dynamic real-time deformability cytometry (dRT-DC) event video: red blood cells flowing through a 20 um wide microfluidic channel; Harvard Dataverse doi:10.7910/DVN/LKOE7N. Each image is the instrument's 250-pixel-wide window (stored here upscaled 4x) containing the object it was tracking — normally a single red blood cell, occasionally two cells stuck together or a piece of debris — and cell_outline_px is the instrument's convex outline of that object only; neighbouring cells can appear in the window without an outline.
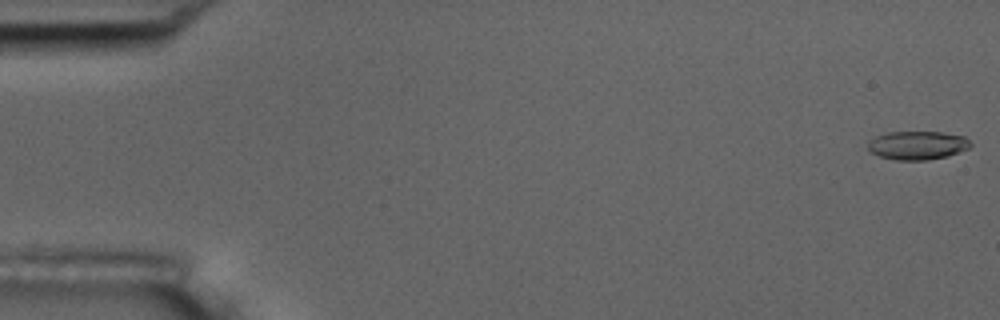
{"species": "common noctule bat (a hibernating species)", "species_latin": "Nyctalus noctula", "temperature_condition": "room temperature", "stored_images_in_passage": 51, "camera_frame_rate_fps": 3000, "um_per_image_px": 0.085, "animal": {"sex": "male", "body_mass_g": 17.5, "forearm_length_mm": 52.3}, "frame": {"image": 1, "passage_image": 1, "time_ms": 0.0, "image_size_px": [1000, 320], "cell_outline_px": [[972, 144], [968, 148], [948, 156], [928, 160], [896, 160], [880, 156], [868, 152], [868, 140], [876, 136], [888, 132], [940, 132], [964, 136]], "centroid_in_image_um": [77.95, 12.35], "position_along_channel_um": 7.1, "area_um2": 17.11}}
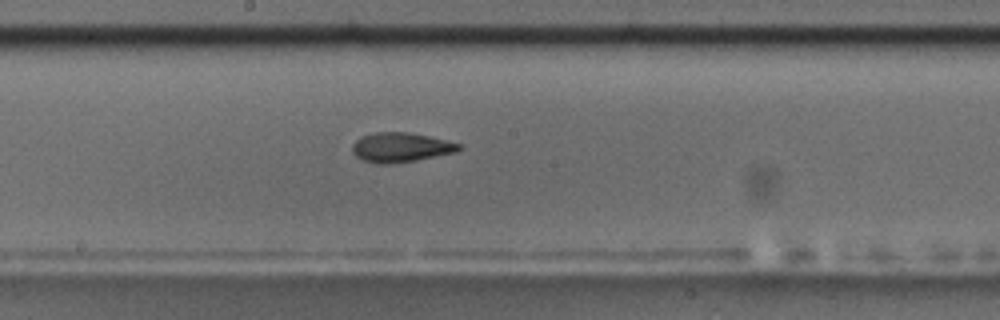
{"frame": {"image": 2, "passage_image": 30, "time_ms": 9.667, "image_size_px": [1000, 320], "cell_outline_px": [[464, 148], [456, 152], [416, 160], [388, 164], [376, 164], [364, 160], [356, 156], [352, 152], [352, 144], [360, 136], [376, 132], [408, 132], [428, 136], [464, 144]], "centroid_in_image_um": [34.08, 12.52], "position_along_channel_um": 214.1, "area_um2": 18.5}}
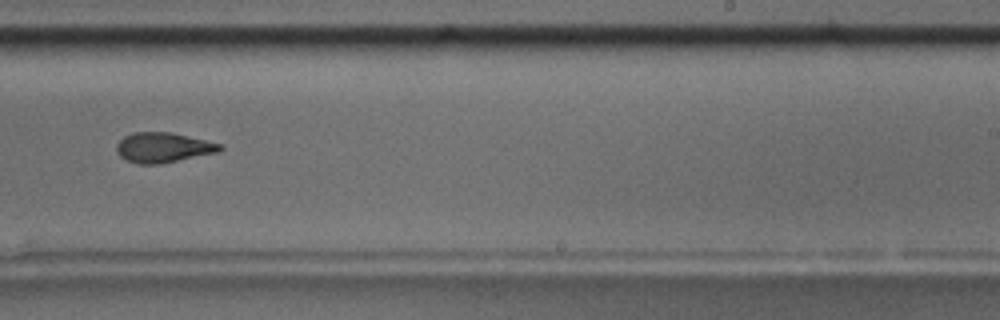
{"frame": {"image": 3, "passage_image": 35, "time_ms": 11.333, "image_size_px": [1000, 320], "cell_outline_px": [[224, 148], [220, 152], [160, 164], [140, 164], [128, 160], [120, 156], [116, 152], [116, 144], [124, 136], [132, 132], [172, 132], [224, 144]], "centroid_in_image_um": [13.91, 12.53], "position_along_channel_um": 275.1, "area_um2": 18.32}, "authors_computed_cell_mechanics": {"area_um2": 18.0914, "velocity_mm_per_s": 3.6727, "shape_relaxation_time_tau1_ms": 6.0961, "shape_relaxation_time_tau2_ms": 2.8275, "deformation_change_tau1": 0.1936, "deformation_change_tau2": 0.1043}}